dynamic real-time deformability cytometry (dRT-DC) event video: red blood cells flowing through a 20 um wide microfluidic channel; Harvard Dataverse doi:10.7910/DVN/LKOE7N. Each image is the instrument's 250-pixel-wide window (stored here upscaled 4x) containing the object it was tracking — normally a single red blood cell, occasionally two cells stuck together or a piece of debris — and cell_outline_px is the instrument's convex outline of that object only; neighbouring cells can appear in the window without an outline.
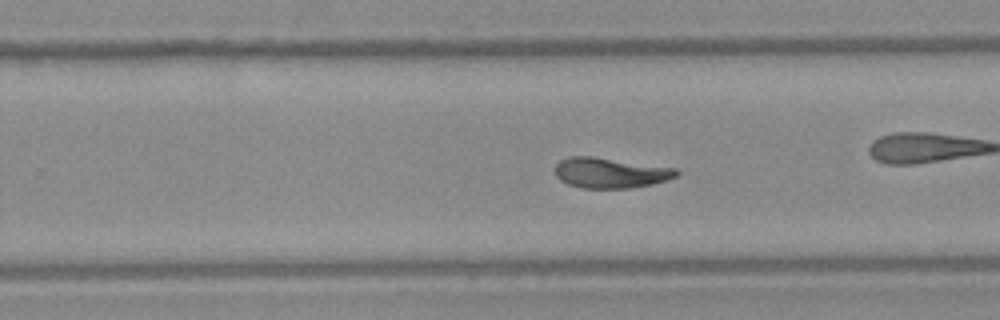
{"species": "Egyptian fruit bat (a non-hibernating species)", "species_latin": "Rousettus aegyptiacus", "temperature_condition": "warm", "stored_images_in_passage": 35, "camera_frame_rate_fps": 3000, "um_per_image_px": 0.085, "frame": {"image": 1, "passage_image": 16, "time_ms": 5.0, "image_size_px": [1000, 320], "cell_outline_px": [[680, 172], [676, 176], [652, 184], [628, 188], [584, 188], [568, 184], [560, 180], [556, 176], [556, 164], [560, 160], [568, 156], [592, 156], [676, 168]], "centroid_in_image_um": [51.85, 14.68], "position_along_channel_um": 277.9, "area_um2": 21.33}, "authors_computed_cell_mechanics": {"area_um2": 21.5594, "velocity_mm_per_s": 4.1643, "shape_relaxation_time_tau1_ms": 6.8046, "shape_relaxation_time_tau2_ms": 2.5063, "deformation_change_tau1": 0.2402, "deformation_change_tau2": 0.0898}}